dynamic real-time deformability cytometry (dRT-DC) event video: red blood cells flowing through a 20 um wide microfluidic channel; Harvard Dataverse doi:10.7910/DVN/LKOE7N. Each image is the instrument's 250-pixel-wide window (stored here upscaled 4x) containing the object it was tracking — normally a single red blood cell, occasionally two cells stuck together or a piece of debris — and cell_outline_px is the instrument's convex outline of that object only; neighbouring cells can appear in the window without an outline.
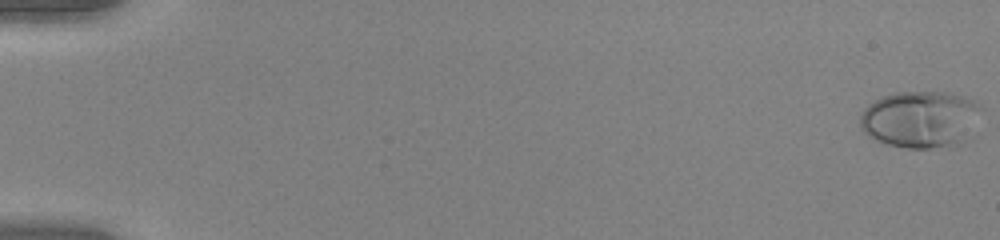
{"species": "human", "species_latin": "Homo sapiens", "temperature_condition": "warm", "stored_images_in_passage": 53, "camera_frame_rate_fps": 3000, "um_per_image_px": 0.085, "donor": {"sex": "female"}, "frame": {"image": 1, "passage_image": 1, "time_ms": 0.0, "image_size_px": [1000, 240], "cell_outline_px": [[984, 108], [964, 140], [960, 144], [952, 148], [908, 148], [888, 144], [876, 140], [868, 136], [860, 128], [860, 116], [864, 108], [868, 104], [884, 96], [896, 92], [948, 92], [964, 96], [976, 100]], "centroid_in_image_um": [78.26, 10.14], "position_along_channel_um": 6.7, "area_um2": 40.58}}
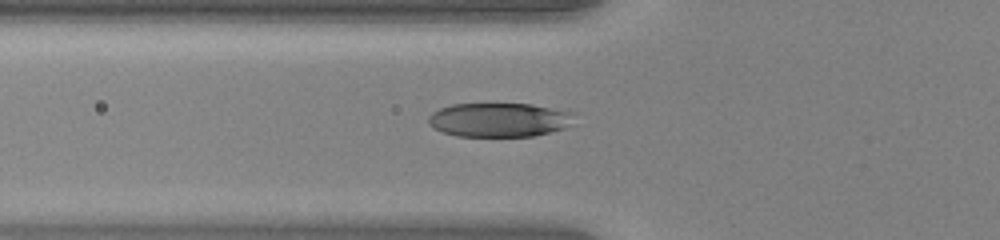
{"frame": {"image": 2, "passage_image": 21, "time_ms": 6.667, "image_size_px": [1000, 240], "cell_outline_px": [[576, 112], [568, 124], [564, 128], [532, 136], [456, 136], [444, 132], [428, 124], [428, 116], [432, 112], [440, 108], [452, 104], [532, 104]], "centroid_in_image_um": [42.41, 10.17], "position_along_channel_um": 83.4, "area_um2": 28.78}}
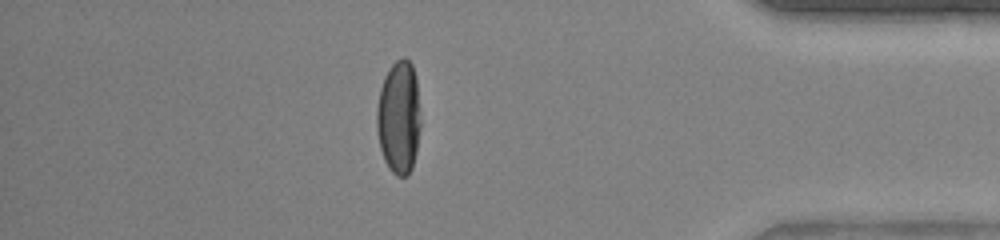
{"frame": {"image": 3, "passage_image": 47, "time_ms": 15.333, "image_size_px": [1000, 240], "cell_outline_px": [[420, 128], [416, 152], [412, 168], [408, 176], [396, 176], [388, 168], [384, 160], [380, 148], [376, 128], [376, 112], [380, 88], [384, 76], [388, 68], [396, 60], [404, 56], [412, 64], [416, 76], [420, 120]], "centroid_in_image_um": [33.89, 9.97], "position_along_channel_um": 401.3, "area_um2": 29.3}, "authors_computed_cell_mechanics": {"area_um2": 31.6744, "velocity_mm_per_s": 3.9928, "shape_relaxation_time_tau1_ms": 3.4804, "shape_relaxation_time_tau2_ms": null, "deformation_change_tau1": 0.2249, "deformation_change_tau2": null}}